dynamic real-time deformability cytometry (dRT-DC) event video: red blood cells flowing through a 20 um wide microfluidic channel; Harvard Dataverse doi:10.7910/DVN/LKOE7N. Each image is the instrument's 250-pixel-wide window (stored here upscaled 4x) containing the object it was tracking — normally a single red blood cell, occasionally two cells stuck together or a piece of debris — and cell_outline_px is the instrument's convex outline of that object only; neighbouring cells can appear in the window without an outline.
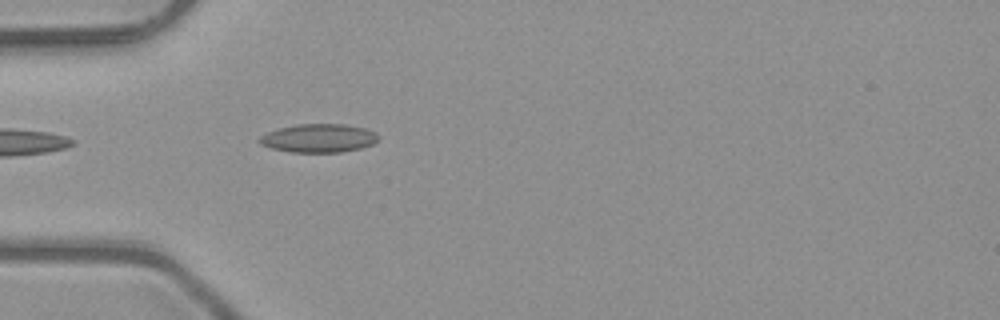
{"species": "common noctule bat (a hibernating species)", "species_latin": "Nyctalus noctula", "temperature_condition": "room temperature", "stored_images_in_passage": 4, "camera_frame_rate_fps": 3000, "um_per_image_px": 0.085, "animal": {"sex": "male", "body_mass_g": 23.1, "forearm_length_mm": 52.7}, "frame": {"image": 1, "passage_image": 4, "time_ms": 1.0, "image_size_px": [1000, 320], "cell_outline_px": [[380, 140], [372, 144], [360, 148], [340, 152], [292, 152], [272, 148], [260, 144], [256, 140], [260, 136], [268, 132], [280, 128], [296, 124], [344, 124], [364, 128], [376, 132], [380, 136]], "centroid_in_image_um": [27.1, 11.74], "position_along_channel_um": 57.9, "area_um2": 19.77}}